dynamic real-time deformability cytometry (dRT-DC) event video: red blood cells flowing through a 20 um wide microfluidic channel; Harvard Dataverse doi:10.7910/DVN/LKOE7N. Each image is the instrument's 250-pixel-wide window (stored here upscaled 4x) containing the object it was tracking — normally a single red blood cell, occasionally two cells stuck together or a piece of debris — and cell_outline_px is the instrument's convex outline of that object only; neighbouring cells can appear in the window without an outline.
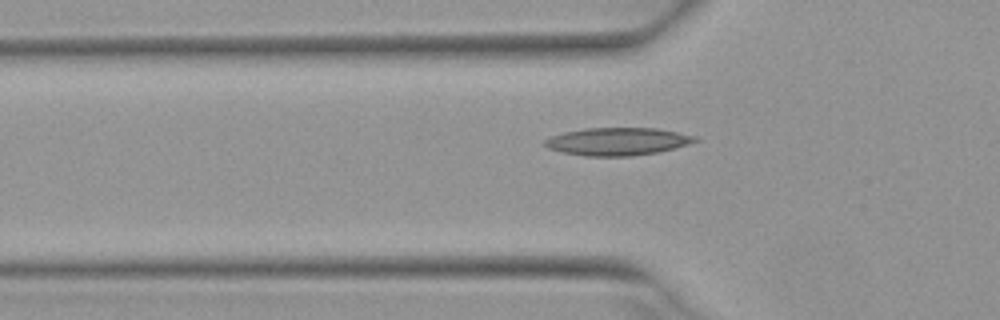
{"species": "Egyptian fruit bat (a non-hibernating species)", "species_latin": "Rousettus aegyptiacus", "temperature_condition": "warm", "stored_images_in_passage": 30, "camera_frame_rate_fps": 3000, "um_per_image_px": 0.085, "animal": {"sex": "female"}, "frame": {"image": 1, "passage_image": 17, "time_ms": 5.333, "image_size_px": [1000, 320], "cell_outline_px": [[700, 140], [688, 144], [656, 152], [632, 156], [584, 156], [564, 152], [548, 148], [544, 144], [544, 140], [552, 136], [564, 132], [584, 128], [656, 128], [696, 136]], "centroid_in_image_um": [52.48, 12.02], "position_along_channel_um": 73.3, "area_um2": 24.04}}
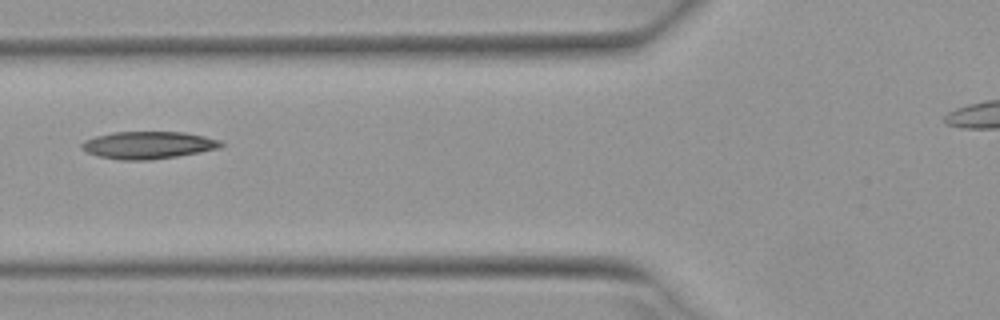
{"frame": {"image": 2, "passage_image": 20, "time_ms": 6.333, "image_size_px": [1000, 320], "cell_outline_px": [[224, 144], [220, 148], [200, 152], [176, 156], [148, 160], [120, 160], [100, 156], [88, 152], [80, 148], [80, 144], [84, 140], [96, 136], [112, 132], [184, 132], [204, 136], [220, 140]], "centroid_in_image_um": [12.59, 12.33], "position_along_channel_um": 113.2, "area_um2": 22.14}}
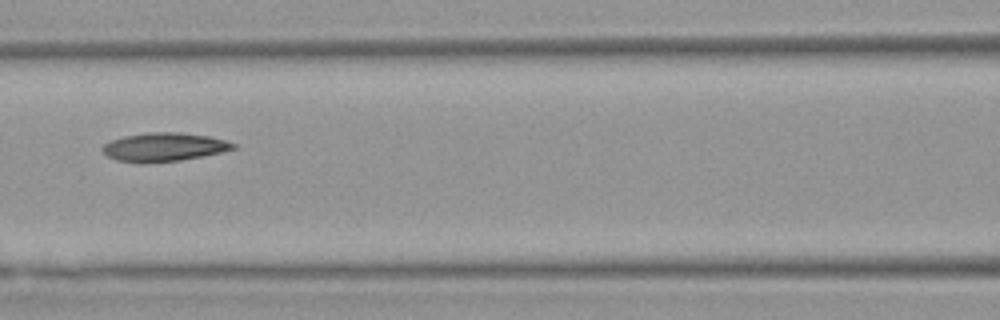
{"frame": {"image": 3, "passage_image": 23, "time_ms": 7.333, "image_size_px": [1000, 320], "cell_outline_px": [[236, 148], [220, 152], [180, 160], [148, 164], [136, 164], [116, 160], [108, 156], [100, 148], [104, 144], [112, 140], [124, 136], [148, 132], [180, 132], [208, 136], [224, 140], [236, 144]], "centroid_in_image_um": [13.88, 12.51], "position_along_channel_um": 152.7, "area_um2": 21.91}}